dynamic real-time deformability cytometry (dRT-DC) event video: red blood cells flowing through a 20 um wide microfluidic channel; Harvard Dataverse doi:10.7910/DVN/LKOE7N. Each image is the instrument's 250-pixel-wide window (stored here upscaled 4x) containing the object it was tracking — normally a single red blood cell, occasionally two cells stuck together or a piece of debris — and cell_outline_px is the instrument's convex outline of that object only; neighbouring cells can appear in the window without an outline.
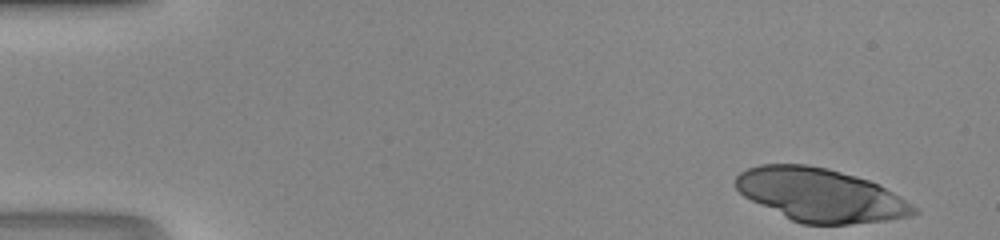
{"species": "human", "species_latin": "Homo sapiens", "temperature_condition": "room temperature", "stored_images_in_passage": 44, "camera_frame_rate_fps": 3000, "um_per_image_px": 0.085, "donor": {"sex": "male"}, "frame": {"image": 1, "passage_image": 1, "time_ms": 0.0, "image_size_px": [1000, 240], "cell_outline_px": [[920, 212], [908, 216], [888, 220], [848, 224], [800, 224], [744, 196], [736, 188], [736, 176], [740, 172], [748, 168], [760, 164], [808, 164], [828, 168], [856, 176], [868, 180], [900, 196], [912, 204]], "centroid_in_image_um": [69.73, 16.57], "position_along_channel_um": 15.3, "area_um2": 54.79}}